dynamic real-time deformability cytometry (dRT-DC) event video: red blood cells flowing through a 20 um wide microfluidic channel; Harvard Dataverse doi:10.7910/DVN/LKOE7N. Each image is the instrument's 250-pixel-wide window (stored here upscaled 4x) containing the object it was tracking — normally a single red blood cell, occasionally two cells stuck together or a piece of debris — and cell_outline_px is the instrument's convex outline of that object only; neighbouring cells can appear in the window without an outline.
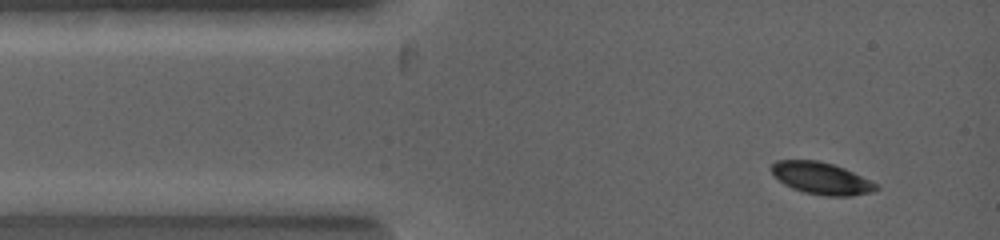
{"species": "common noctule bat (a hibernating species)", "species_latin": "Nyctalus noctula", "temperature_condition": "warm", "stored_images_in_passage": 22, "camera_frame_rate_fps": 5000, "um_per_image_px": 0.085, "animal": {"sex": "female", "body_mass_g": 19.0, "forearm_length_mm": 53.3}, "frame": {"image": 1, "passage_image": 3, "time_ms": 0.4, "image_size_px": [1000, 240], "cell_outline_px": [[880, 188], [872, 192], [852, 196], [824, 196], [804, 192], [792, 188], [784, 184], [772, 172], [772, 164], [776, 160], [820, 160], [844, 168], [876, 184]], "centroid_in_image_um": [69.81, 15.16], "position_along_channel_um": 15.2, "area_um2": 19.31}}
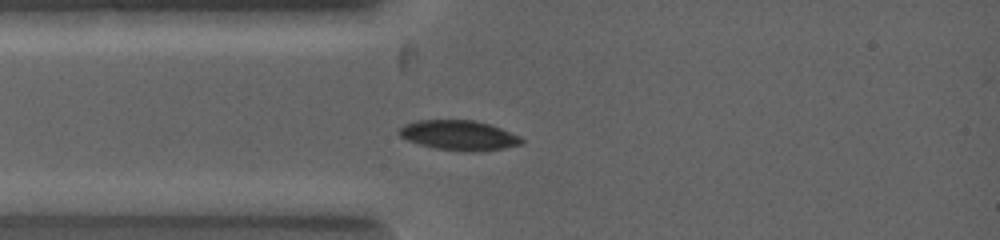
{"frame": {"image": 2, "passage_image": 12, "time_ms": 1.6, "image_size_px": [1000, 240], "cell_outline_px": [[524, 144], [504, 148], [468, 152], [436, 148], [420, 144], [408, 140], [400, 136], [396, 132], [396, 128], [404, 124], [416, 120], [476, 120], [500, 128], [520, 136], [524, 140]], "centroid_in_image_um": [38.98, 11.49], "position_along_channel_um": 46.0, "area_um2": 21.39}}
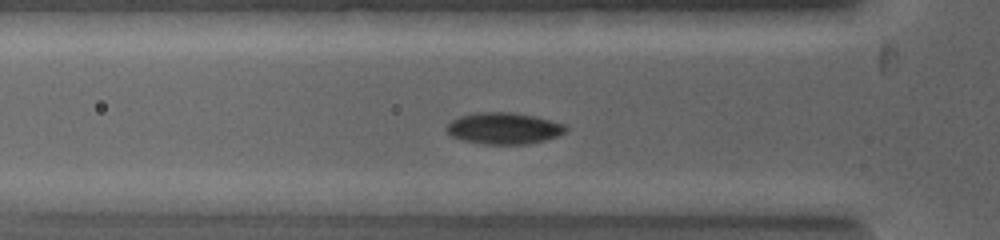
{"frame": {"image": 3, "passage_image": 16, "time_ms": 2.2, "image_size_px": [1000, 240], "cell_outline_px": [[568, 132], [544, 140], [528, 144], [484, 144], [464, 140], [452, 136], [444, 128], [452, 120], [460, 116], [476, 112], [512, 112], [536, 116], [568, 124]], "centroid_in_image_um": [42.88, 10.9], "position_along_channel_um": 82.9, "area_um2": 22.08}}